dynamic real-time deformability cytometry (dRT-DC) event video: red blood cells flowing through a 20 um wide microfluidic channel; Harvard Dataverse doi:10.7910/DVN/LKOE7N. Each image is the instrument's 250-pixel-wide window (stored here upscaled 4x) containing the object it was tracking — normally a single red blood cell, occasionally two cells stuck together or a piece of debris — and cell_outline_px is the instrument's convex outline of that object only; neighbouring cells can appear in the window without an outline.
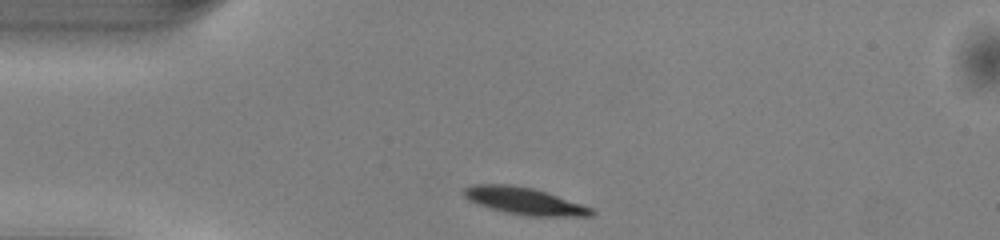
{"species": "common noctule bat (a hibernating species)", "species_latin": "Nyctalus noctula", "temperature_condition": "warm", "stored_images_in_passage": 39, "camera_frame_rate_fps": 3000, "um_per_image_px": 0.085, "animal": {"sex": "male", "body_mass_g": 13.0, "forearm_length_mm": 53.1}, "frame": {"image": 1, "passage_image": 1, "time_ms": 0.0, "image_size_px": [1000, 240], "cell_outline_px": [[596, 212], [592, 216], [528, 216], [504, 212], [468, 200], [464, 196], [464, 188], [472, 184], [508, 184], [532, 188], [592, 208]], "centroid_in_image_um": [44.55, 17.09], "position_along_channel_um": 40.5, "area_um2": 19.71}}
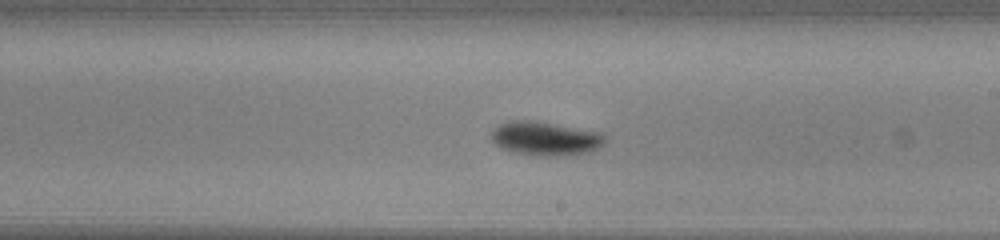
{"frame": {"image": 2, "passage_image": 18, "time_ms": 5.667, "image_size_px": [1000, 240], "cell_outline_px": [[604, 144], [588, 152], [556, 156], [536, 156], [516, 152], [500, 148], [492, 140], [492, 132], [500, 124], [512, 120], [536, 120], [600, 132], [604, 136]], "centroid_in_image_um": [46.34, 11.76], "position_along_channel_um": 242.7, "area_um2": 22.25}}
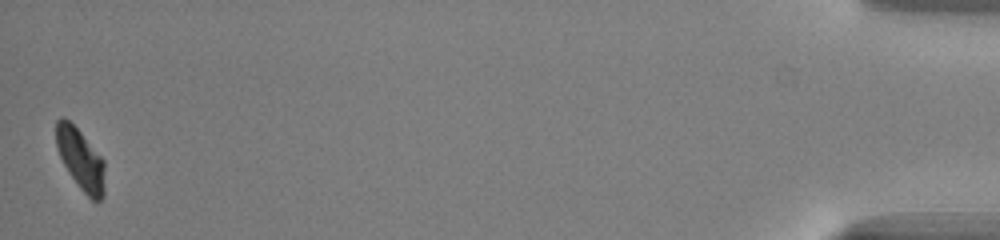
{"frame": {"image": 3, "passage_image": 39, "time_ms": 12.667, "image_size_px": [1000, 240], "cell_outline_px": [[104, 196], [100, 200], [92, 200], [80, 188], [68, 172], [56, 148], [56, 120], [60, 116], [64, 116], [80, 132], [104, 160]], "centroid_in_image_um": [6.83, 13.53], "position_along_channel_um": 428.4, "area_um2": 17.17}, "authors_computed_cell_mechanics": {"area_um2": 20.1144, "velocity_mm_per_s": 4.0516, "shape_relaxation_time_tau1_ms": 1.6883, "shape_relaxation_time_tau2_ms": null, "deformation_change_tau1": 0.1272, "deformation_change_tau2": null}}